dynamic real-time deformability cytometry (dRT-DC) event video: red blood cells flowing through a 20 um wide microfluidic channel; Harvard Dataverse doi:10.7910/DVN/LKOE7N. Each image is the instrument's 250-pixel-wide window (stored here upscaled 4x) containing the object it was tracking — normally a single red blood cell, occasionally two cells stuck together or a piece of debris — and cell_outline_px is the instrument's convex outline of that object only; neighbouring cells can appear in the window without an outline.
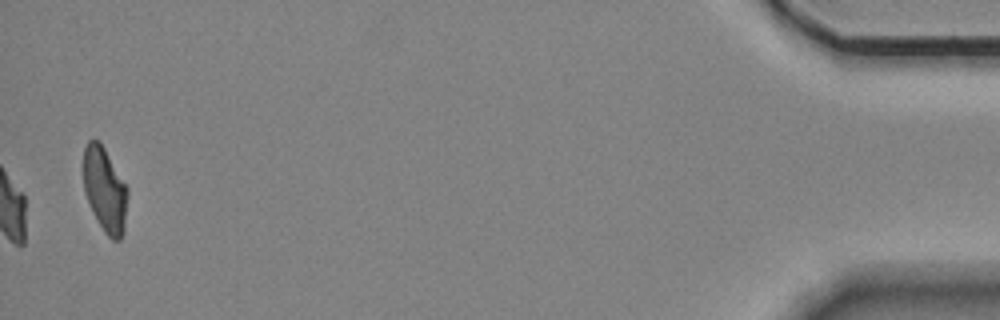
{"species": "Egyptian fruit bat (a non-hibernating species)", "species_latin": "Rousettus aegyptiacus", "temperature_condition": "room temperature", "stored_images_in_passage": 41, "camera_frame_rate_fps": 3000, "um_per_image_px": 0.085, "animal": {"sex": "female"}, "frame": {"image": 1, "passage_image": 41, "time_ms": 13.333, "image_size_px": [1000, 320], "cell_outline_px": [[128, 192], [124, 232], [120, 240], [112, 240], [104, 232], [92, 212], [84, 192], [84, 148], [88, 140], [96, 140], [104, 148], [128, 188]], "centroid_in_image_um": [8.92, 16.17], "position_along_channel_um": 426.3, "area_um2": 21.68}, "authors_computed_cell_mechanics": {"area_um2": 19.4208, "velocity_mm_per_s": 3.5207, "shape_relaxation_time_tau1_ms": null, "shape_relaxation_time_tau2_ms": 8.0471, "deformation_change_tau1": null, "deformation_change_tau2": 0.1269}}